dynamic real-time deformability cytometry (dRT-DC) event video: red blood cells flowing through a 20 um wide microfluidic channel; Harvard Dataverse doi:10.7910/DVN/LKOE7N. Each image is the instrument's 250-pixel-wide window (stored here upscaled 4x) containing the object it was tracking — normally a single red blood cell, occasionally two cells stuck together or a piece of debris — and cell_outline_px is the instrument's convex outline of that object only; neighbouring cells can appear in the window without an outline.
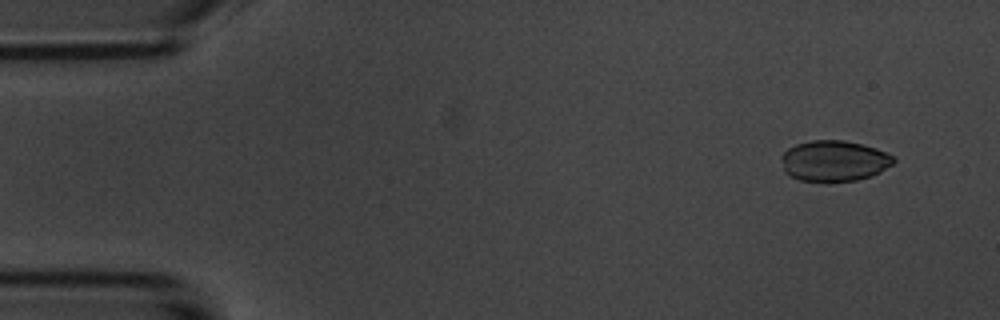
{"species": "common noctule bat (a hibernating species)", "species_latin": "Nyctalus noctula", "temperature_condition": "room temperature", "stored_images_in_passage": 51, "camera_frame_rate_fps": 3000, "um_per_image_px": 0.085, "animal": {"sex": "male", "body_mass_g": 20.1, "forearm_length_mm": 53.5}, "frame": {"image": 1, "passage_image": 1, "time_ms": 0.0, "image_size_px": [1000, 320], "cell_outline_px": [[896, 160], [892, 164], [880, 172], [872, 176], [856, 180], [828, 184], [800, 180], [784, 172], [780, 156], [788, 148], [796, 144], [812, 140], [844, 140], [876, 148], [892, 156]], "centroid_in_image_um": [70.87, 13.71], "position_along_channel_um": 14.1, "area_um2": 27.17}}
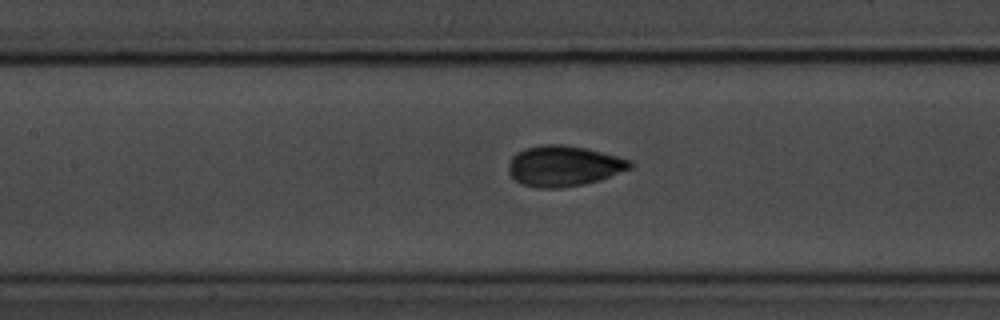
{"frame": {"image": 2, "passage_image": 21, "time_ms": 6.667, "image_size_px": [1000, 320], "cell_outline_px": [[632, 168], [600, 180], [584, 184], [564, 188], [536, 188], [520, 184], [508, 172], [508, 168], [512, 156], [516, 152], [524, 148], [544, 144], [564, 144], [584, 148], [632, 160]], "centroid_in_image_um": [47.9, 14.11], "position_along_channel_um": 159.5, "area_um2": 28.9}}
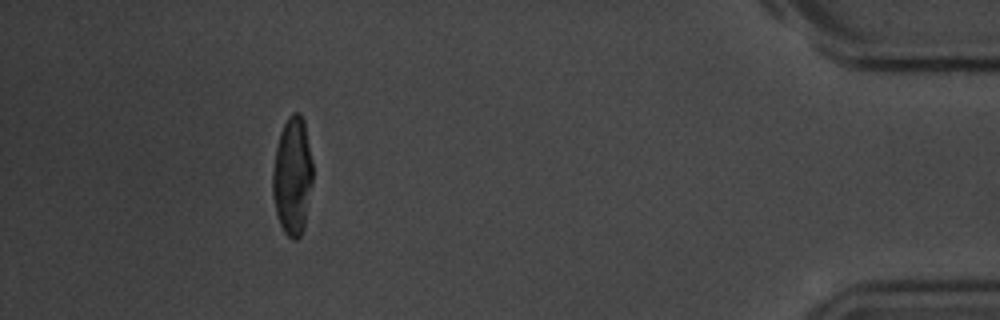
{"frame": {"image": 3, "passage_image": 46, "time_ms": 15.0, "image_size_px": [1000, 320], "cell_outline_px": [[312, 184], [304, 228], [300, 236], [296, 240], [292, 240], [284, 232], [280, 224], [276, 212], [272, 196], [272, 172], [276, 148], [280, 132], [288, 116], [292, 112], [300, 112], [304, 120], [312, 160]], "centroid_in_image_um": [24.85, 14.97], "position_along_channel_um": 410.3, "area_um2": 27.8}, "authors_computed_cell_mechanics": {"area_um2": 27.9174, "velocity_mm_per_s": 3.7121, "shape_relaxation_time_tau1_ms": 3.8236, "shape_relaxation_time_tau2_ms": 1.1269, "deformation_change_tau1": 0.1179, "deformation_change_tau2": 0.0593}}